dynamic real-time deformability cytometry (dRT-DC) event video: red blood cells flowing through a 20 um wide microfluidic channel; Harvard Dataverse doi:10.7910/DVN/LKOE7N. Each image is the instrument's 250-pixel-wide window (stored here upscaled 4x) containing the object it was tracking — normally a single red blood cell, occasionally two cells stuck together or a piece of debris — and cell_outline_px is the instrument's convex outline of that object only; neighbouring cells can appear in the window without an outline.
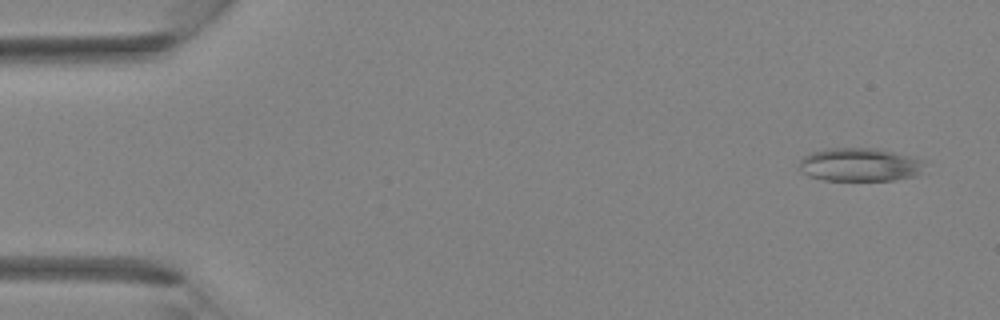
{"species": "Egyptian fruit bat (a non-hibernating species)", "species_latin": "Rousettus aegyptiacus", "temperature_condition": "room temperature", "stored_images_in_passage": 37, "camera_frame_rate_fps": 3000, "um_per_image_px": 0.085, "animal": {"sex": "female"}, "frame": {"image": 1, "passage_image": 2, "time_ms": 0.333, "image_size_px": [1000, 320], "cell_outline_px": [[920, 172], [916, 176], [892, 180], [824, 180], [808, 176], [800, 172], [800, 160], [804, 156], [812, 152], [824, 148], [876, 148], [908, 156], [920, 160]], "centroid_in_image_um": [72.97, 14.0], "position_along_channel_um": 12.0, "area_um2": 24.04}}
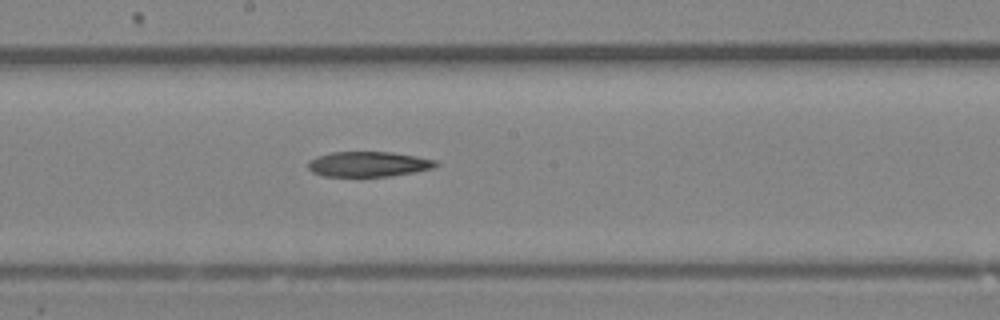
{"frame": {"image": 2, "passage_image": 20, "time_ms": 6.333, "image_size_px": [1000, 320], "cell_outline_px": [[440, 164], [432, 168], [416, 172], [388, 176], [324, 176], [312, 172], [308, 168], [308, 160], [316, 156], [332, 152], [392, 152], [416, 156], [436, 160]], "centroid_in_image_um": [31.31, 13.94], "position_along_channel_um": 216.9, "area_um2": 18.79}}
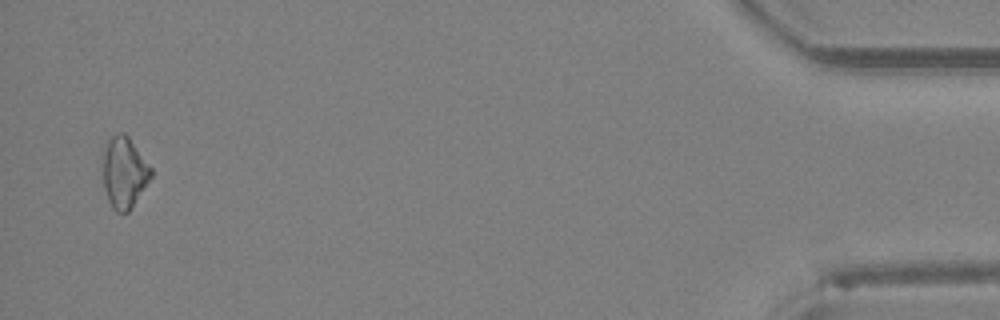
{"frame": {"image": 3, "passage_image": 36, "time_ms": 11.667, "image_size_px": [1000, 320], "cell_outline_px": [[152, 176], [132, 208], [128, 212], [116, 212], [112, 208], [108, 200], [104, 188], [100, 164], [100, 156], [104, 144], [112, 136], [120, 132], [124, 132], [128, 136], [152, 168]], "centroid_in_image_um": [10.5, 14.64], "position_along_channel_um": 424.7, "area_um2": 20.63}}